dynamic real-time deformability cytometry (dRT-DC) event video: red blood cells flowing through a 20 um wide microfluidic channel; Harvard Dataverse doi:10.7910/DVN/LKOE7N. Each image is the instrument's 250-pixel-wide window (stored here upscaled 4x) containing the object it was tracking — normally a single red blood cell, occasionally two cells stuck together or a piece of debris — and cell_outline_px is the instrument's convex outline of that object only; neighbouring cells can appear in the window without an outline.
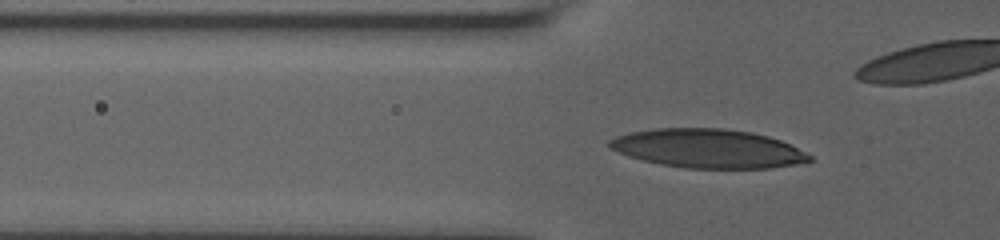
{"species": "human", "species_latin": "Homo sapiens", "temperature_condition": "room temperature", "stored_images_in_passage": 41, "camera_frame_rate_fps": 3000, "um_per_image_px": 0.085, "donor": {"sex": "male"}, "frame": {"image": 1, "passage_image": 11, "time_ms": 3.333, "image_size_px": [1000, 240], "cell_outline_px": [[816, 160], [796, 164], [772, 168], [684, 168], [660, 164], [628, 156], [608, 148], [608, 140], [616, 136], [628, 132], [652, 128], [724, 128], [752, 132], [768, 136], [780, 140], [812, 156]], "centroid_in_image_um": [60.15, 12.62], "position_along_channel_um": 65.7, "area_um2": 45.49}}
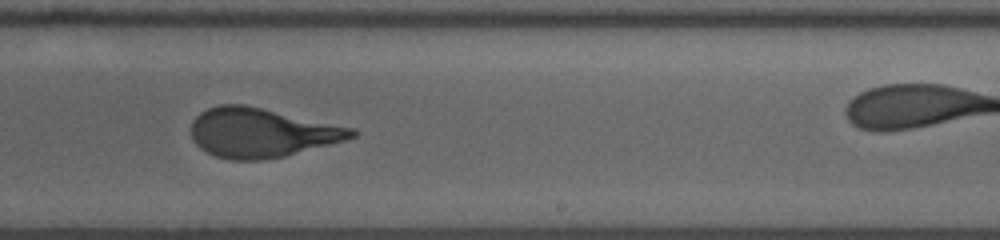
{"frame": {"image": 2, "passage_image": 28, "time_ms": 9.0, "image_size_px": [1000, 240], "cell_outline_px": [[356, 136], [344, 140], [284, 156], [260, 160], [228, 160], [216, 156], [200, 148], [192, 140], [192, 120], [200, 112], [208, 108], [220, 104], [244, 104], [352, 128], [356, 132]], "centroid_in_image_um": [22.15, 11.28], "position_along_channel_um": 266.8, "area_um2": 45.55}}
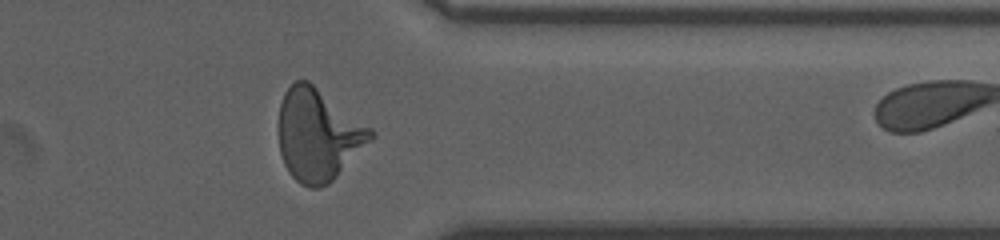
{"frame": {"image": 3, "passage_image": 38, "time_ms": 12.333, "image_size_px": [1000, 240], "cell_outline_px": [[372, 140], [328, 184], [320, 188], [308, 188], [300, 184], [288, 172], [284, 164], [280, 152], [280, 104], [284, 92], [296, 80], [308, 80], [372, 128]], "centroid_in_image_um": [27.04, 11.47], "position_along_channel_um": 384.4, "area_um2": 48.84}}